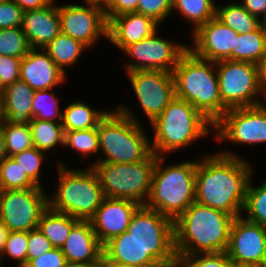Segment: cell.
Here are the masks:
<instances>
[{
  "mask_svg": "<svg viewBox=\"0 0 266 267\" xmlns=\"http://www.w3.org/2000/svg\"><path fill=\"white\" fill-rule=\"evenodd\" d=\"M223 149L197 160L195 201L234 217L242 216L253 165Z\"/></svg>",
  "mask_w": 266,
  "mask_h": 267,
  "instance_id": "cell-1",
  "label": "cell"
},
{
  "mask_svg": "<svg viewBox=\"0 0 266 267\" xmlns=\"http://www.w3.org/2000/svg\"><path fill=\"white\" fill-rule=\"evenodd\" d=\"M234 218L194 201L174 221L177 260L200 253L226 252Z\"/></svg>",
  "mask_w": 266,
  "mask_h": 267,
  "instance_id": "cell-2",
  "label": "cell"
},
{
  "mask_svg": "<svg viewBox=\"0 0 266 267\" xmlns=\"http://www.w3.org/2000/svg\"><path fill=\"white\" fill-rule=\"evenodd\" d=\"M131 108L126 103L116 104L99 121V162L134 163L153 153L144 124Z\"/></svg>",
  "mask_w": 266,
  "mask_h": 267,
  "instance_id": "cell-3",
  "label": "cell"
},
{
  "mask_svg": "<svg viewBox=\"0 0 266 267\" xmlns=\"http://www.w3.org/2000/svg\"><path fill=\"white\" fill-rule=\"evenodd\" d=\"M154 132L152 152L157 156H169L188 149L202 137L211 136L214 124L189 102L175 97L163 112L150 123Z\"/></svg>",
  "mask_w": 266,
  "mask_h": 267,
  "instance_id": "cell-4",
  "label": "cell"
},
{
  "mask_svg": "<svg viewBox=\"0 0 266 267\" xmlns=\"http://www.w3.org/2000/svg\"><path fill=\"white\" fill-rule=\"evenodd\" d=\"M175 97L185 100L215 124L228 108L219 95L216 64L188 49L173 71Z\"/></svg>",
  "mask_w": 266,
  "mask_h": 267,
  "instance_id": "cell-5",
  "label": "cell"
},
{
  "mask_svg": "<svg viewBox=\"0 0 266 267\" xmlns=\"http://www.w3.org/2000/svg\"><path fill=\"white\" fill-rule=\"evenodd\" d=\"M166 160L157 156L144 206L175 221L195 201L197 162L188 159L167 165Z\"/></svg>",
  "mask_w": 266,
  "mask_h": 267,
  "instance_id": "cell-6",
  "label": "cell"
},
{
  "mask_svg": "<svg viewBox=\"0 0 266 267\" xmlns=\"http://www.w3.org/2000/svg\"><path fill=\"white\" fill-rule=\"evenodd\" d=\"M56 163L58 180L54 194L48 196L49 207L76 219L89 221L105 198L98 174L92 166L72 169L61 161Z\"/></svg>",
  "mask_w": 266,
  "mask_h": 267,
  "instance_id": "cell-7",
  "label": "cell"
},
{
  "mask_svg": "<svg viewBox=\"0 0 266 267\" xmlns=\"http://www.w3.org/2000/svg\"><path fill=\"white\" fill-rule=\"evenodd\" d=\"M157 155L134 163L97 162L92 167L99 176L107 198L127 199L144 206L152 183Z\"/></svg>",
  "mask_w": 266,
  "mask_h": 267,
  "instance_id": "cell-8",
  "label": "cell"
},
{
  "mask_svg": "<svg viewBox=\"0 0 266 267\" xmlns=\"http://www.w3.org/2000/svg\"><path fill=\"white\" fill-rule=\"evenodd\" d=\"M127 231L162 267L178 262L174 248V221L169 217L140 206Z\"/></svg>",
  "mask_w": 266,
  "mask_h": 267,
  "instance_id": "cell-9",
  "label": "cell"
},
{
  "mask_svg": "<svg viewBox=\"0 0 266 267\" xmlns=\"http://www.w3.org/2000/svg\"><path fill=\"white\" fill-rule=\"evenodd\" d=\"M215 64L221 102L228 109L259 104L261 93L256 64L232 60Z\"/></svg>",
  "mask_w": 266,
  "mask_h": 267,
  "instance_id": "cell-10",
  "label": "cell"
},
{
  "mask_svg": "<svg viewBox=\"0 0 266 267\" xmlns=\"http://www.w3.org/2000/svg\"><path fill=\"white\" fill-rule=\"evenodd\" d=\"M43 187L0 190V219L11 231L28 232L38 228L42 213L49 207Z\"/></svg>",
  "mask_w": 266,
  "mask_h": 267,
  "instance_id": "cell-11",
  "label": "cell"
},
{
  "mask_svg": "<svg viewBox=\"0 0 266 267\" xmlns=\"http://www.w3.org/2000/svg\"><path fill=\"white\" fill-rule=\"evenodd\" d=\"M167 38L158 36V30L150 37L128 45L122 53L129 60L125 63V72L138 70H159L173 73L181 56L189 49Z\"/></svg>",
  "mask_w": 266,
  "mask_h": 267,
  "instance_id": "cell-12",
  "label": "cell"
},
{
  "mask_svg": "<svg viewBox=\"0 0 266 267\" xmlns=\"http://www.w3.org/2000/svg\"><path fill=\"white\" fill-rule=\"evenodd\" d=\"M212 135L219 143L266 144V112L258 105L228 109L214 124Z\"/></svg>",
  "mask_w": 266,
  "mask_h": 267,
  "instance_id": "cell-13",
  "label": "cell"
},
{
  "mask_svg": "<svg viewBox=\"0 0 266 267\" xmlns=\"http://www.w3.org/2000/svg\"><path fill=\"white\" fill-rule=\"evenodd\" d=\"M148 123L157 118L175 98L173 73L159 70L125 72Z\"/></svg>",
  "mask_w": 266,
  "mask_h": 267,
  "instance_id": "cell-14",
  "label": "cell"
},
{
  "mask_svg": "<svg viewBox=\"0 0 266 267\" xmlns=\"http://www.w3.org/2000/svg\"><path fill=\"white\" fill-rule=\"evenodd\" d=\"M61 32L82 42L89 50L100 40L108 39V21L104 10L81 3L59 4Z\"/></svg>",
  "mask_w": 266,
  "mask_h": 267,
  "instance_id": "cell-15",
  "label": "cell"
},
{
  "mask_svg": "<svg viewBox=\"0 0 266 267\" xmlns=\"http://www.w3.org/2000/svg\"><path fill=\"white\" fill-rule=\"evenodd\" d=\"M226 253L236 267H259L266 258V228L235 217Z\"/></svg>",
  "mask_w": 266,
  "mask_h": 267,
  "instance_id": "cell-16",
  "label": "cell"
},
{
  "mask_svg": "<svg viewBox=\"0 0 266 267\" xmlns=\"http://www.w3.org/2000/svg\"><path fill=\"white\" fill-rule=\"evenodd\" d=\"M237 35L236 31L215 17L191 35L193 41L188 47L197 57L205 60H232V49L235 48Z\"/></svg>",
  "mask_w": 266,
  "mask_h": 267,
  "instance_id": "cell-17",
  "label": "cell"
},
{
  "mask_svg": "<svg viewBox=\"0 0 266 267\" xmlns=\"http://www.w3.org/2000/svg\"><path fill=\"white\" fill-rule=\"evenodd\" d=\"M140 206L131 200L105 197L89 220L100 243L104 245L127 231L133 214Z\"/></svg>",
  "mask_w": 266,
  "mask_h": 267,
  "instance_id": "cell-18",
  "label": "cell"
},
{
  "mask_svg": "<svg viewBox=\"0 0 266 267\" xmlns=\"http://www.w3.org/2000/svg\"><path fill=\"white\" fill-rule=\"evenodd\" d=\"M67 76L42 48H31L21 60L20 79L34 91L60 87Z\"/></svg>",
  "mask_w": 266,
  "mask_h": 267,
  "instance_id": "cell-19",
  "label": "cell"
},
{
  "mask_svg": "<svg viewBox=\"0 0 266 267\" xmlns=\"http://www.w3.org/2000/svg\"><path fill=\"white\" fill-rule=\"evenodd\" d=\"M154 18L137 12L113 17L108 22V39L118 50L150 37L159 29Z\"/></svg>",
  "mask_w": 266,
  "mask_h": 267,
  "instance_id": "cell-20",
  "label": "cell"
},
{
  "mask_svg": "<svg viewBox=\"0 0 266 267\" xmlns=\"http://www.w3.org/2000/svg\"><path fill=\"white\" fill-rule=\"evenodd\" d=\"M54 0L46 7L24 12L21 29L31 48H44L61 33L59 4Z\"/></svg>",
  "mask_w": 266,
  "mask_h": 267,
  "instance_id": "cell-21",
  "label": "cell"
},
{
  "mask_svg": "<svg viewBox=\"0 0 266 267\" xmlns=\"http://www.w3.org/2000/svg\"><path fill=\"white\" fill-rule=\"evenodd\" d=\"M68 264L101 261L103 245L94 232L90 221L80 220L71 230L60 248Z\"/></svg>",
  "mask_w": 266,
  "mask_h": 267,
  "instance_id": "cell-22",
  "label": "cell"
},
{
  "mask_svg": "<svg viewBox=\"0 0 266 267\" xmlns=\"http://www.w3.org/2000/svg\"><path fill=\"white\" fill-rule=\"evenodd\" d=\"M103 257L122 267H162L128 231L103 245Z\"/></svg>",
  "mask_w": 266,
  "mask_h": 267,
  "instance_id": "cell-23",
  "label": "cell"
},
{
  "mask_svg": "<svg viewBox=\"0 0 266 267\" xmlns=\"http://www.w3.org/2000/svg\"><path fill=\"white\" fill-rule=\"evenodd\" d=\"M5 114L9 121L29 122L33 119L32 100L34 90L19 79L2 89Z\"/></svg>",
  "mask_w": 266,
  "mask_h": 267,
  "instance_id": "cell-24",
  "label": "cell"
},
{
  "mask_svg": "<svg viewBox=\"0 0 266 267\" xmlns=\"http://www.w3.org/2000/svg\"><path fill=\"white\" fill-rule=\"evenodd\" d=\"M54 63L67 75L66 69L73 68L89 48L82 42L62 32L43 48Z\"/></svg>",
  "mask_w": 266,
  "mask_h": 267,
  "instance_id": "cell-25",
  "label": "cell"
},
{
  "mask_svg": "<svg viewBox=\"0 0 266 267\" xmlns=\"http://www.w3.org/2000/svg\"><path fill=\"white\" fill-rule=\"evenodd\" d=\"M79 221L73 216L48 207L41 215L38 229L49 239L53 247L61 248Z\"/></svg>",
  "mask_w": 266,
  "mask_h": 267,
  "instance_id": "cell-26",
  "label": "cell"
},
{
  "mask_svg": "<svg viewBox=\"0 0 266 267\" xmlns=\"http://www.w3.org/2000/svg\"><path fill=\"white\" fill-rule=\"evenodd\" d=\"M266 56V29L261 25L257 30L240 33L235 38L232 61L258 64Z\"/></svg>",
  "mask_w": 266,
  "mask_h": 267,
  "instance_id": "cell-27",
  "label": "cell"
},
{
  "mask_svg": "<svg viewBox=\"0 0 266 267\" xmlns=\"http://www.w3.org/2000/svg\"><path fill=\"white\" fill-rule=\"evenodd\" d=\"M108 111L96 110L82 101H72L63 109L62 126L65 132L96 128Z\"/></svg>",
  "mask_w": 266,
  "mask_h": 267,
  "instance_id": "cell-28",
  "label": "cell"
},
{
  "mask_svg": "<svg viewBox=\"0 0 266 267\" xmlns=\"http://www.w3.org/2000/svg\"><path fill=\"white\" fill-rule=\"evenodd\" d=\"M216 18L238 34L255 31L262 25V20L250 14L236 0H231L223 6L216 5Z\"/></svg>",
  "mask_w": 266,
  "mask_h": 267,
  "instance_id": "cell-29",
  "label": "cell"
},
{
  "mask_svg": "<svg viewBox=\"0 0 266 267\" xmlns=\"http://www.w3.org/2000/svg\"><path fill=\"white\" fill-rule=\"evenodd\" d=\"M28 124L31 129L33 145L38 150L47 152L49 155L58 146L64 147L65 131L62 122L32 119Z\"/></svg>",
  "mask_w": 266,
  "mask_h": 267,
  "instance_id": "cell-30",
  "label": "cell"
},
{
  "mask_svg": "<svg viewBox=\"0 0 266 267\" xmlns=\"http://www.w3.org/2000/svg\"><path fill=\"white\" fill-rule=\"evenodd\" d=\"M214 0H173L172 13L182 15L192 25L193 34L201 25L216 17Z\"/></svg>",
  "mask_w": 266,
  "mask_h": 267,
  "instance_id": "cell-31",
  "label": "cell"
},
{
  "mask_svg": "<svg viewBox=\"0 0 266 267\" xmlns=\"http://www.w3.org/2000/svg\"><path fill=\"white\" fill-rule=\"evenodd\" d=\"M72 149L74 152L80 154V157L88 159L94 154L97 155L96 161L89 164L93 166L99 162V137L96 128H90L86 130H75L71 132H65L64 148ZM92 154V155H91ZM91 155V156H90Z\"/></svg>",
  "mask_w": 266,
  "mask_h": 267,
  "instance_id": "cell-32",
  "label": "cell"
},
{
  "mask_svg": "<svg viewBox=\"0 0 266 267\" xmlns=\"http://www.w3.org/2000/svg\"><path fill=\"white\" fill-rule=\"evenodd\" d=\"M2 129L8 157L34 147L28 122L6 120Z\"/></svg>",
  "mask_w": 266,
  "mask_h": 267,
  "instance_id": "cell-33",
  "label": "cell"
},
{
  "mask_svg": "<svg viewBox=\"0 0 266 267\" xmlns=\"http://www.w3.org/2000/svg\"><path fill=\"white\" fill-rule=\"evenodd\" d=\"M58 99L55 88L35 91L32 100L33 119L62 122L63 110Z\"/></svg>",
  "mask_w": 266,
  "mask_h": 267,
  "instance_id": "cell-34",
  "label": "cell"
},
{
  "mask_svg": "<svg viewBox=\"0 0 266 267\" xmlns=\"http://www.w3.org/2000/svg\"><path fill=\"white\" fill-rule=\"evenodd\" d=\"M266 179V178H265ZM253 176L249 180L246 190V200L243 208L245 219L260 224L266 228V180L255 186Z\"/></svg>",
  "mask_w": 266,
  "mask_h": 267,
  "instance_id": "cell-35",
  "label": "cell"
},
{
  "mask_svg": "<svg viewBox=\"0 0 266 267\" xmlns=\"http://www.w3.org/2000/svg\"><path fill=\"white\" fill-rule=\"evenodd\" d=\"M36 187L37 185L12 157H7L0 164V190H25Z\"/></svg>",
  "mask_w": 266,
  "mask_h": 267,
  "instance_id": "cell-36",
  "label": "cell"
},
{
  "mask_svg": "<svg viewBox=\"0 0 266 267\" xmlns=\"http://www.w3.org/2000/svg\"><path fill=\"white\" fill-rule=\"evenodd\" d=\"M30 49L21 27L0 29V55L23 58Z\"/></svg>",
  "mask_w": 266,
  "mask_h": 267,
  "instance_id": "cell-37",
  "label": "cell"
},
{
  "mask_svg": "<svg viewBox=\"0 0 266 267\" xmlns=\"http://www.w3.org/2000/svg\"><path fill=\"white\" fill-rule=\"evenodd\" d=\"M11 157L37 186L44 187L41 184V178H43L42 170L44 169L42 165L43 162H46L44 161L45 158H47L45 152L38 150L36 147H32Z\"/></svg>",
  "mask_w": 266,
  "mask_h": 267,
  "instance_id": "cell-38",
  "label": "cell"
},
{
  "mask_svg": "<svg viewBox=\"0 0 266 267\" xmlns=\"http://www.w3.org/2000/svg\"><path fill=\"white\" fill-rule=\"evenodd\" d=\"M28 232L11 231L8 233L2 254L0 255L2 265L4 260H13L16 267H24L27 264Z\"/></svg>",
  "mask_w": 266,
  "mask_h": 267,
  "instance_id": "cell-39",
  "label": "cell"
},
{
  "mask_svg": "<svg viewBox=\"0 0 266 267\" xmlns=\"http://www.w3.org/2000/svg\"><path fill=\"white\" fill-rule=\"evenodd\" d=\"M178 262L183 267H236L226 252L194 254Z\"/></svg>",
  "mask_w": 266,
  "mask_h": 267,
  "instance_id": "cell-40",
  "label": "cell"
},
{
  "mask_svg": "<svg viewBox=\"0 0 266 267\" xmlns=\"http://www.w3.org/2000/svg\"><path fill=\"white\" fill-rule=\"evenodd\" d=\"M173 0H139L137 13L154 18L160 24L172 14Z\"/></svg>",
  "mask_w": 266,
  "mask_h": 267,
  "instance_id": "cell-41",
  "label": "cell"
},
{
  "mask_svg": "<svg viewBox=\"0 0 266 267\" xmlns=\"http://www.w3.org/2000/svg\"><path fill=\"white\" fill-rule=\"evenodd\" d=\"M24 10L13 0L0 2V29L21 27Z\"/></svg>",
  "mask_w": 266,
  "mask_h": 267,
  "instance_id": "cell-42",
  "label": "cell"
},
{
  "mask_svg": "<svg viewBox=\"0 0 266 267\" xmlns=\"http://www.w3.org/2000/svg\"><path fill=\"white\" fill-rule=\"evenodd\" d=\"M22 58L0 55V90L20 79Z\"/></svg>",
  "mask_w": 266,
  "mask_h": 267,
  "instance_id": "cell-43",
  "label": "cell"
},
{
  "mask_svg": "<svg viewBox=\"0 0 266 267\" xmlns=\"http://www.w3.org/2000/svg\"><path fill=\"white\" fill-rule=\"evenodd\" d=\"M53 248L49 239L37 228L28 231L27 263Z\"/></svg>",
  "mask_w": 266,
  "mask_h": 267,
  "instance_id": "cell-44",
  "label": "cell"
},
{
  "mask_svg": "<svg viewBox=\"0 0 266 267\" xmlns=\"http://www.w3.org/2000/svg\"><path fill=\"white\" fill-rule=\"evenodd\" d=\"M24 267H68V262L61 249L53 247L43 255L31 259Z\"/></svg>",
  "mask_w": 266,
  "mask_h": 267,
  "instance_id": "cell-45",
  "label": "cell"
},
{
  "mask_svg": "<svg viewBox=\"0 0 266 267\" xmlns=\"http://www.w3.org/2000/svg\"><path fill=\"white\" fill-rule=\"evenodd\" d=\"M138 5L139 0H112L110 5L104 10L105 17L109 22L113 17L136 12Z\"/></svg>",
  "mask_w": 266,
  "mask_h": 267,
  "instance_id": "cell-46",
  "label": "cell"
},
{
  "mask_svg": "<svg viewBox=\"0 0 266 267\" xmlns=\"http://www.w3.org/2000/svg\"><path fill=\"white\" fill-rule=\"evenodd\" d=\"M239 3L260 20L266 16V0H241Z\"/></svg>",
  "mask_w": 266,
  "mask_h": 267,
  "instance_id": "cell-47",
  "label": "cell"
},
{
  "mask_svg": "<svg viewBox=\"0 0 266 267\" xmlns=\"http://www.w3.org/2000/svg\"><path fill=\"white\" fill-rule=\"evenodd\" d=\"M17 3L24 12L34 9L46 7L51 4L54 0H13Z\"/></svg>",
  "mask_w": 266,
  "mask_h": 267,
  "instance_id": "cell-48",
  "label": "cell"
},
{
  "mask_svg": "<svg viewBox=\"0 0 266 267\" xmlns=\"http://www.w3.org/2000/svg\"><path fill=\"white\" fill-rule=\"evenodd\" d=\"M258 87L260 93L266 90V56L257 64Z\"/></svg>",
  "mask_w": 266,
  "mask_h": 267,
  "instance_id": "cell-49",
  "label": "cell"
},
{
  "mask_svg": "<svg viewBox=\"0 0 266 267\" xmlns=\"http://www.w3.org/2000/svg\"><path fill=\"white\" fill-rule=\"evenodd\" d=\"M8 157V154L6 152V145H5V136L2 129V126H0V164Z\"/></svg>",
  "mask_w": 266,
  "mask_h": 267,
  "instance_id": "cell-50",
  "label": "cell"
},
{
  "mask_svg": "<svg viewBox=\"0 0 266 267\" xmlns=\"http://www.w3.org/2000/svg\"><path fill=\"white\" fill-rule=\"evenodd\" d=\"M8 233V228L3 224L2 220L0 219V255L2 254V251L4 249Z\"/></svg>",
  "mask_w": 266,
  "mask_h": 267,
  "instance_id": "cell-51",
  "label": "cell"
},
{
  "mask_svg": "<svg viewBox=\"0 0 266 267\" xmlns=\"http://www.w3.org/2000/svg\"><path fill=\"white\" fill-rule=\"evenodd\" d=\"M111 1L112 0H83L82 2L105 10L110 5Z\"/></svg>",
  "mask_w": 266,
  "mask_h": 267,
  "instance_id": "cell-52",
  "label": "cell"
},
{
  "mask_svg": "<svg viewBox=\"0 0 266 267\" xmlns=\"http://www.w3.org/2000/svg\"><path fill=\"white\" fill-rule=\"evenodd\" d=\"M6 120L4 96L2 90H0V126H2Z\"/></svg>",
  "mask_w": 266,
  "mask_h": 267,
  "instance_id": "cell-53",
  "label": "cell"
},
{
  "mask_svg": "<svg viewBox=\"0 0 266 267\" xmlns=\"http://www.w3.org/2000/svg\"><path fill=\"white\" fill-rule=\"evenodd\" d=\"M101 261H91L87 263L68 264V267H100Z\"/></svg>",
  "mask_w": 266,
  "mask_h": 267,
  "instance_id": "cell-54",
  "label": "cell"
},
{
  "mask_svg": "<svg viewBox=\"0 0 266 267\" xmlns=\"http://www.w3.org/2000/svg\"><path fill=\"white\" fill-rule=\"evenodd\" d=\"M258 106H260L266 112V90L261 93Z\"/></svg>",
  "mask_w": 266,
  "mask_h": 267,
  "instance_id": "cell-55",
  "label": "cell"
},
{
  "mask_svg": "<svg viewBox=\"0 0 266 267\" xmlns=\"http://www.w3.org/2000/svg\"><path fill=\"white\" fill-rule=\"evenodd\" d=\"M100 267H122V266H118V265H115V264H113V263H110V262L107 261L105 258H103V259L101 260Z\"/></svg>",
  "mask_w": 266,
  "mask_h": 267,
  "instance_id": "cell-56",
  "label": "cell"
},
{
  "mask_svg": "<svg viewBox=\"0 0 266 267\" xmlns=\"http://www.w3.org/2000/svg\"><path fill=\"white\" fill-rule=\"evenodd\" d=\"M166 267H183L179 262L173 264V265H170V266H166Z\"/></svg>",
  "mask_w": 266,
  "mask_h": 267,
  "instance_id": "cell-57",
  "label": "cell"
},
{
  "mask_svg": "<svg viewBox=\"0 0 266 267\" xmlns=\"http://www.w3.org/2000/svg\"><path fill=\"white\" fill-rule=\"evenodd\" d=\"M262 25H263V27L266 29V16H265L264 19L262 20Z\"/></svg>",
  "mask_w": 266,
  "mask_h": 267,
  "instance_id": "cell-58",
  "label": "cell"
},
{
  "mask_svg": "<svg viewBox=\"0 0 266 267\" xmlns=\"http://www.w3.org/2000/svg\"><path fill=\"white\" fill-rule=\"evenodd\" d=\"M259 267H266V258L263 260Z\"/></svg>",
  "mask_w": 266,
  "mask_h": 267,
  "instance_id": "cell-59",
  "label": "cell"
}]
</instances>
